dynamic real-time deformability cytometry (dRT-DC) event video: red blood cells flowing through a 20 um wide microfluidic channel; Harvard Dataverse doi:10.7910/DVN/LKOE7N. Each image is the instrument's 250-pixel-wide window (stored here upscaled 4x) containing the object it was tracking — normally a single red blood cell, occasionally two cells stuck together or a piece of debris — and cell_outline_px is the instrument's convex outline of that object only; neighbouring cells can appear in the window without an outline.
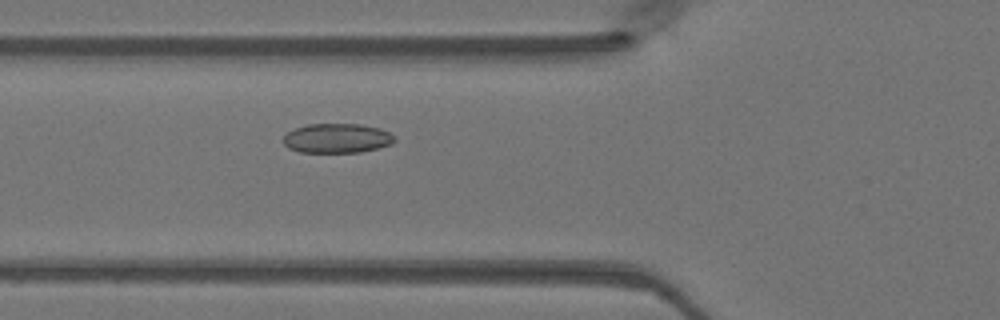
{"species": "Egyptian fruit bat (a non-hibernating species)", "species_latin": "Rousettus aegyptiacus", "temperature_condition": "warm", "stored_images_in_passage": 29, "camera_frame_rate_fps": 3000, "um_per_image_px": 0.085, "animal": {"sex": "female"}, "frame": {"image": 1, "passage_image": 5, "time_ms": 1.333, "image_size_px": [1000, 320], "cell_outline_px": [[396, 140], [392, 144], [360, 152], [300, 152], [288, 148], [280, 140], [292, 128], [308, 124], [360, 124], [380, 128], [388, 132]], "centroid_in_image_um": [28.59, 11.74], "position_along_channel_um": 97.2, "area_um2": 19.19}}
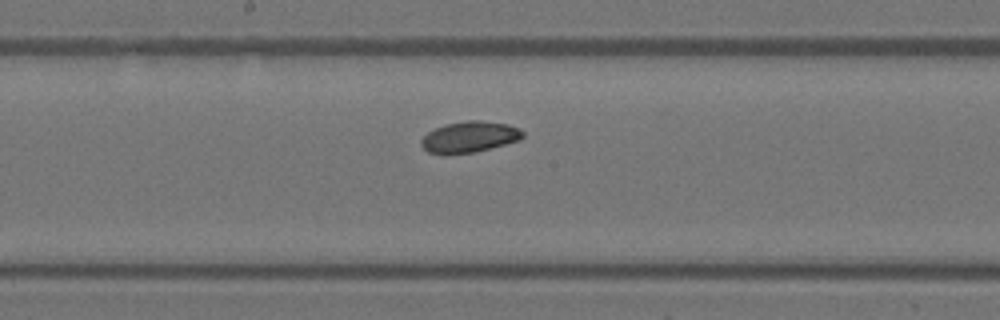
{"frame": {"image": 2, "passage_image": 13, "time_ms": 4.0, "image_size_px": [1000, 320], "cell_outline_px": [[524, 136], [520, 140], [472, 152], [428, 152], [420, 144], [420, 140], [428, 132], [436, 128], [448, 124], [468, 120], [480, 120], [508, 124], [520, 128], [524, 132]], "centroid_in_image_um": [39.96, 11.6], "position_along_channel_um": 208.2, "area_um2": 17.8}}
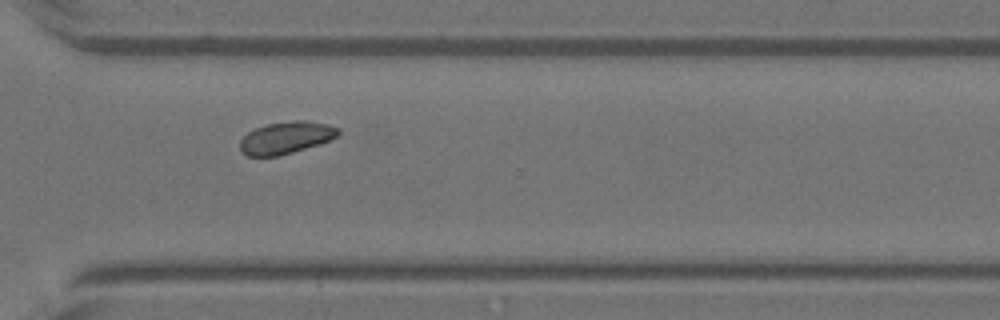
{"frame": {"image": 3, "passage_image": 23, "time_ms": 7.333, "image_size_px": [1000, 320], "cell_outline_px": [[340, 136], [320, 144], [292, 152], [276, 156], [248, 156], [240, 152], [240, 140], [248, 132], [256, 128], [268, 124], [292, 120], [308, 120], [328, 124], [340, 128]], "centroid_in_image_um": [24.35, 11.69], "position_along_channel_um": 346.2, "area_um2": 18.55}}